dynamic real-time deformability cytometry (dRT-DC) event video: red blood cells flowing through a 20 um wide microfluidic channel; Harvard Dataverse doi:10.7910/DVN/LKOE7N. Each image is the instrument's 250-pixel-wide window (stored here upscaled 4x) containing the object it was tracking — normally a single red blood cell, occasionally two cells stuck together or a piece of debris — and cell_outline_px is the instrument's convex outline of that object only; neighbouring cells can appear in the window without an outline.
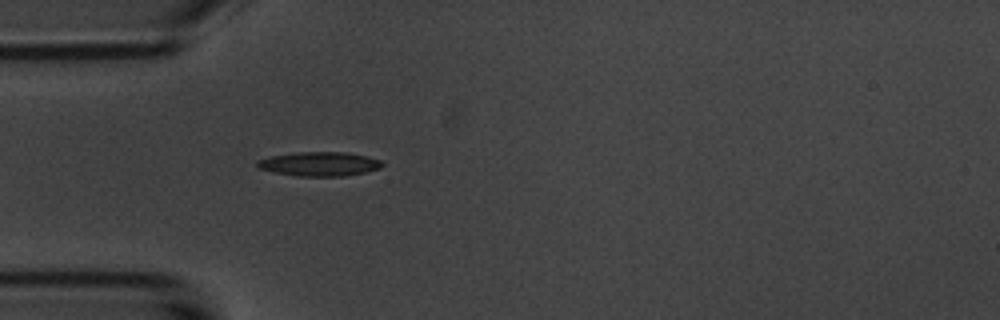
{"species": "common noctule bat (a hibernating species)", "species_latin": "Nyctalus noctula", "temperature_condition": "room temperature", "stored_images_in_passage": 5, "camera_frame_rate_fps": 3000, "um_per_image_px": 0.085, "animal": {"sex": "male", "body_mass_g": 20.1, "forearm_length_mm": 53.5}, "frame": {"image": 1, "passage_image": 5, "time_ms": 5.667, "image_size_px": [1000, 320], "cell_outline_px": [[384, 164], [380, 168], [364, 172], [344, 176], [300, 176], [276, 172], [260, 168], [256, 164], [256, 160], [272, 156], [292, 152], [348, 152], [368, 156], [380, 160]], "centroid_in_image_um": [27.17, 13.92], "position_along_channel_um": 57.8, "area_um2": 17.51}}